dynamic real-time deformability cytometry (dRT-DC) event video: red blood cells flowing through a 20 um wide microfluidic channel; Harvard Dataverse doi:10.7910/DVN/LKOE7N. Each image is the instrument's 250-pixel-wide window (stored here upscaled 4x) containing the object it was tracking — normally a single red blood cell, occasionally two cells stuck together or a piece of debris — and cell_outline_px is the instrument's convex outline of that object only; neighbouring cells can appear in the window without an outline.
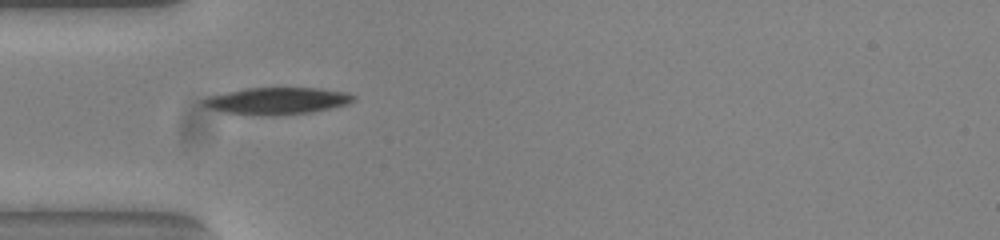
{"species": "common noctule bat (a hibernating species)", "species_latin": "Nyctalus noctula", "temperature_condition": "warm", "stored_images_in_passage": 38, "camera_frame_rate_fps": 3000, "um_per_image_px": 0.085, "animal": {"sex": "female", "body_mass_g": 23.0, "forearm_length_mm": 53.4}, "frame": {"image": 1, "passage_image": 1, "time_ms": 0.0, "image_size_px": [1000, 240], "cell_outline_px": [[356, 100], [348, 104], [332, 108], [312, 112], [276, 116], [272, 116], [224, 112], [212, 108], [204, 104], [204, 100], [212, 96], [244, 88], [316, 88], [348, 92], [356, 96]], "centroid_in_image_um": [23.69, 8.57], "position_along_channel_um": 61.3, "area_um2": 23.29}}
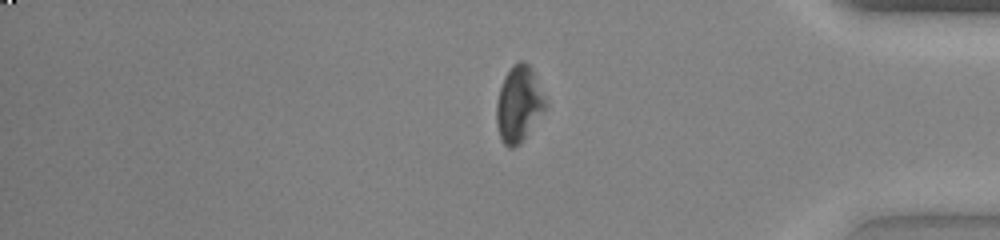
{"frame": {"image": 2, "passage_image": 29, "time_ms": 9.333, "image_size_px": [1000, 240], "cell_outline_px": [[548, 108], [520, 144], [512, 148], [508, 148], [500, 140], [496, 124], [496, 104], [500, 88], [504, 76], [512, 64], [520, 60], [524, 60], [528, 64], [548, 104]], "centroid_in_image_um": [44.09, 8.89], "position_along_channel_um": 391.1, "area_um2": 21.91}}
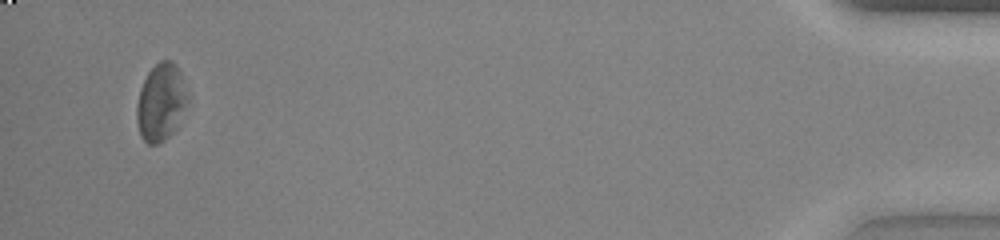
{"frame": {"image": 3, "passage_image": 36, "time_ms": 11.667, "image_size_px": [1000, 240], "cell_outline_px": [[188, 100], [176, 128], [164, 140], [156, 144], [148, 144], [140, 136], [136, 120], [136, 104], [140, 88], [148, 72], [160, 60], [172, 60], [176, 64], [180, 72], [188, 96]], "centroid_in_image_um": [13.66, 8.68], "position_along_channel_um": 421.5, "area_um2": 22.89}, "authors_computed_cell_mechanics": {"area_um2": 22.3975, "velocity_mm_per_s": 3.8246, "shape_relaxation_time_tau1_ms": 4.4568, "shape_relaxation_time_tau2_ms": 5.8171, "deformation_change_tau1": 0.161, "deformation_change_tau2": 0.1516}}